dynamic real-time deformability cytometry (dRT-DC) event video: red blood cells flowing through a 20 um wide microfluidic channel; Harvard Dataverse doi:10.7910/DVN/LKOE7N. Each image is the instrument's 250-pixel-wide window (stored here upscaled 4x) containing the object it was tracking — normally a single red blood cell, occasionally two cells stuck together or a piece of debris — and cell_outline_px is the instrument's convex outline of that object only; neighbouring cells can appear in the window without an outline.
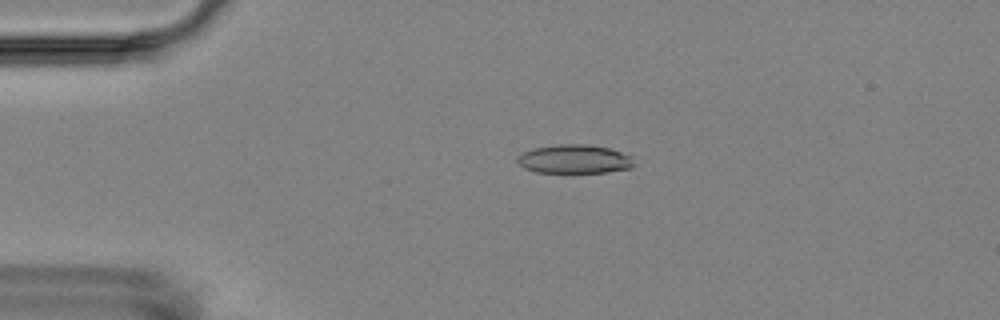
{"species": "Egyptian fruit bat (a non-hibernating species)", "species_latin": "Rousettus aegyptiacus", "temperature_condition": "room temperature", "stored_images_in_passage": 3, "camera_frame_rate_fps": 3000, "um_per_image_px": 0.085, "animal": {"sex": "female"}, "frame": {"image": 1, "passage_image": 2, "time_ms": 2.0, "image_size_px": [1000, 320], "cell_outline_px": [[632, 168], [608, 172], [536, 172], [524, 168], [516, 160], [524, 152], [532, 148], [556, 144], [588, 144], [612, 148], [632, 156]], "centroid_in_image_um": [48.85, 13.51], "position_along_channel_um": 36.2, "area_um2": 19.59}}